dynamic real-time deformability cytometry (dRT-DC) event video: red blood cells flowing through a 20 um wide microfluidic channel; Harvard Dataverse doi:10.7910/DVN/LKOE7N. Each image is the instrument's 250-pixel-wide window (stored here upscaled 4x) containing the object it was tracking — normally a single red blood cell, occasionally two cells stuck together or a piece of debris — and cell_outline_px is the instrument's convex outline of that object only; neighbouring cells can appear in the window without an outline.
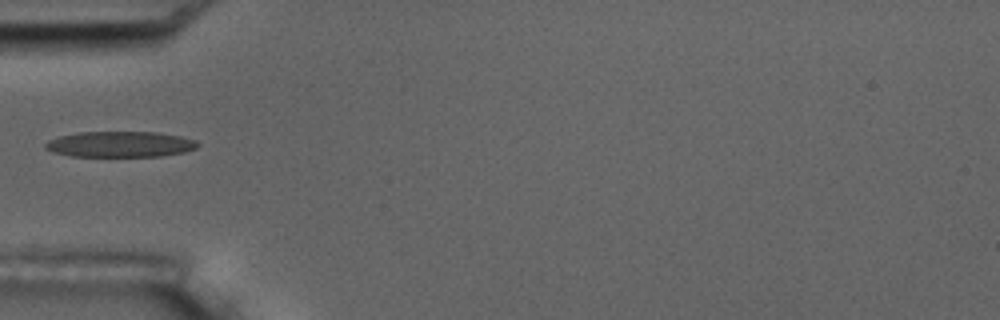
{"species": "common noctule bat (a hibernating species)", "species_latin": "Nyctalus noctula", "temperature_condition": "room temperature", "stored_images_in_passage": 1, "camera_frame_rate_fps": 3000, "um_per_image_px": 0.085, "animal": {"sex": "male", "body_mass_g": 17.5, "forearm_length_mm": 52.3}, "frame": {"image": 1, "passage_image": 1, "time_ms": 0.0, "image_size_px": [1000, 320], "cell_outline_px": [[200, 144], [196, 148], [184, 152], [160, 156], [72, 156], [52, 152], [44, 148], [44, 144], [48, 140], [60, 136], [80, 132], [156, 132], [180, 136], [196, 140]], "centroid_in_image_um": [10.2, 12.26], "position_along_channel_um": 74.8, "area_um2": 22.83}}